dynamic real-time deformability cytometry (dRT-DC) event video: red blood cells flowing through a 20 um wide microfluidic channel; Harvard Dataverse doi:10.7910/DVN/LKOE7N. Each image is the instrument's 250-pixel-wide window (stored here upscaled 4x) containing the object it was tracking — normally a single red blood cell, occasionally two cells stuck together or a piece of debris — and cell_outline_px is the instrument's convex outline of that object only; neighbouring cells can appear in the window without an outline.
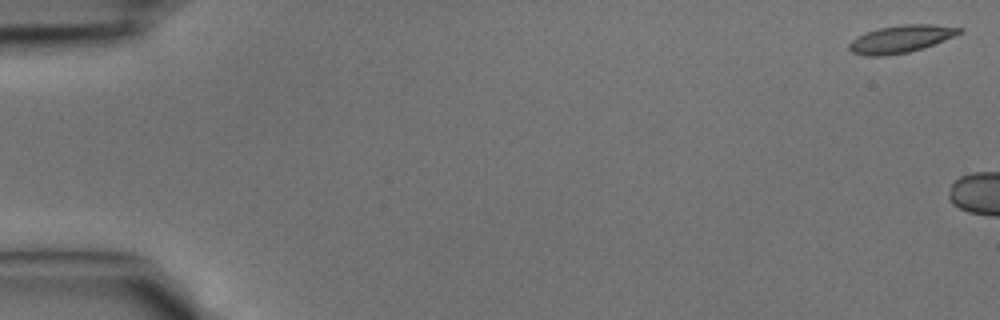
{"species": "common noctule bat (a hibernating species)", "species_latin": "Nyctalus noctula", "temperature_condition": "cold", "stored_images_in_passage": 4, "camera_frame_rate_fps": 3000, "um_per_image_px": 0.085, "animal": {"sex": "male", "body_mass_g": 15.6}, "frame": {"image": 1, "passage_image": 1, "time_ms": 0.0, "image_size_px": [1000, 320], "cell_outline_px": [[964, 32], [924, 48], [908, 52], [884, 56], [864, 56], [852, 52], [848, 48], [848, 44], [856, 36], [880, 28], [904, 24], [932, 24], [964, 28]], "centroid_in_image_um": [76.59, 3.32], "position_along_channel_um": 8.4, "area_um2": 17.69}}